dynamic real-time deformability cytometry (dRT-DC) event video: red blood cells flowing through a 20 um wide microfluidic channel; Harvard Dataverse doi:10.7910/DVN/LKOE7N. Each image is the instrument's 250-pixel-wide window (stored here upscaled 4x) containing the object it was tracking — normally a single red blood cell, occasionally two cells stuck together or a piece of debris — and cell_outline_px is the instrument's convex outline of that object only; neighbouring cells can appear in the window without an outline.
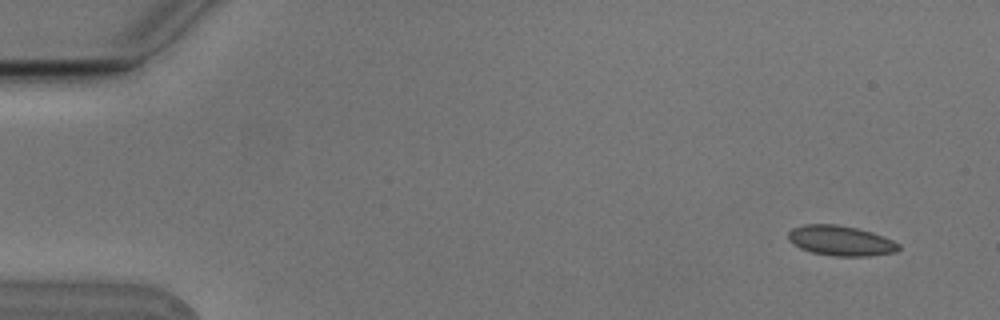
{"species": "Egyptian fruit bat (a non-hibernating species)", "species_latin": "Rousettus aegyptiacus", "temperature_condition": "cold", "stored_images_in_passage": 8, "camera_frame_rate_fps": 3000, "um_per_image_px": 0.085, "animal": {"sex": "male"}, "frame": {"image": 1, "passage_image": 2, "time_ms": 0.333, "image_size_px": [1000, 320], "cell_outline_px": [[900, 248], [896, 252], [868, 256], [832, 256], [812, 252], [800, 248], [792, 244], [788, 240], [788, 232], [792, 228], [804, 224], [836, 224], [856, 228], [872, 232], [884, 236], [900, 244]], "centroid_in_image_um": [71.45, 20.46], "position_along_channel_um": 13.6, "area_um2": 19.48}}
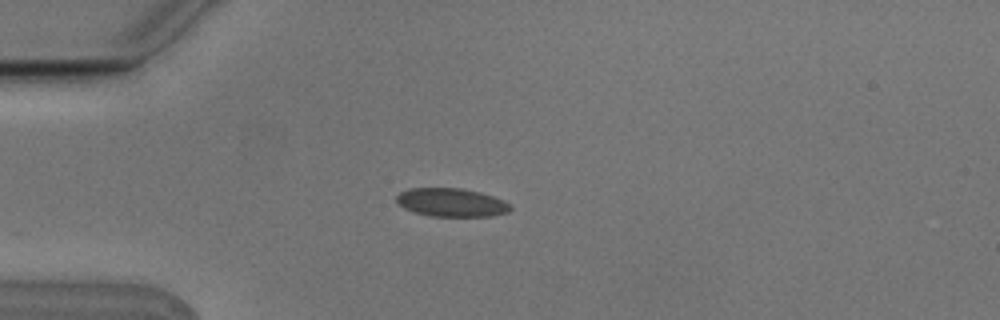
{"frame": {"image": 2, "passage_image": 5, "time_ms": 1.333, "image_size_px": [1000, 320], "cell_outline_px": [[512, 208], [508, 212], [492, 216], [428, 216], [412, 212], [404, 208], [396, 200], [396, 196], [400, 192], [412, 188], [460, 188], [480, 192], [504, 200]], "centroid_in_image_um": [38.36, 17.21], "position_along_channel_um": 46.6, "area_um2": 18.84}}
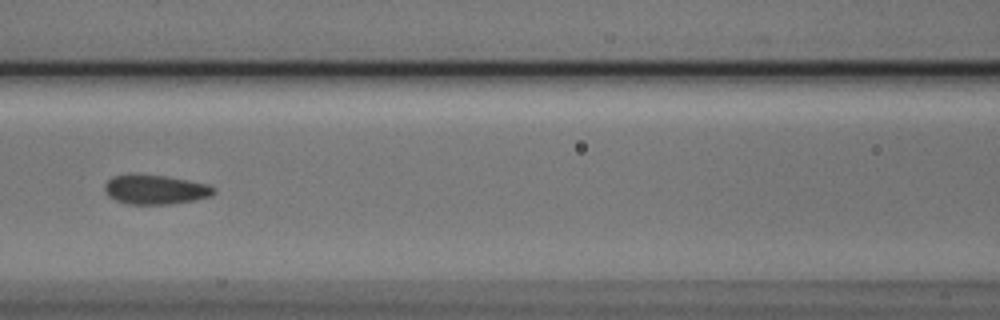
{"frame": {"image": 3, "passage_image": 8, "time_ms": 2.333, "image_size_px": [1000, 320], "cell_outline_px": [[216, 192], [212, 196], [196, 200], [172, 204], [128, 204], [116, 200], [108, 196], [104, 192], [104, 184], [112, 176], [164, 176], [208, 184], [216, 188]], "centroid_in_image_um": [13.24, 16.15], "position_along_channel_um": 153.4, "area_um2": 18.44}}